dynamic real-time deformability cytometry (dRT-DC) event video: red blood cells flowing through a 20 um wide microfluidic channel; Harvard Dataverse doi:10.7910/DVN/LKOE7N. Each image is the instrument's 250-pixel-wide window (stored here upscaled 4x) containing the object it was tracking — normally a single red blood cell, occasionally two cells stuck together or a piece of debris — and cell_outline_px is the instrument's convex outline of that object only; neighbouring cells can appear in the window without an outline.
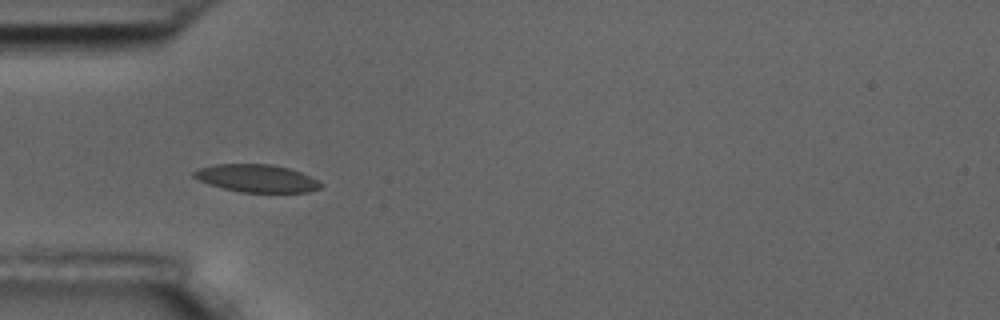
{"species": "common noctule bat (a hibernating species)", "species_latin": "Nyctalus noctula", "temperature_condition": "room temperature", "stored_images_in_passage": 7, "camera_frame_rate_fps": 3000, "um_per_image_px": 0.085, "animal": {"sex": "male", "body_mass_g": 17.5, "forearm_length_mm": 52.3}, "frame": {"image": 1, "passage_image": 6, "time_ms": 5.667, "image_size_px": [1000, 320], "cell_outline_px": [[324, 184], [320, 188], [308, 192], [240, 192], [208, 184], [192, 176], [192, 172], [196, 168], [216, 164], [272, 164], [288, 168], [300, 172]], "centroid_in_image_um": [21.78, 15.15], "position_along_channel_um": 63.2, "area_um2": 20.4}}